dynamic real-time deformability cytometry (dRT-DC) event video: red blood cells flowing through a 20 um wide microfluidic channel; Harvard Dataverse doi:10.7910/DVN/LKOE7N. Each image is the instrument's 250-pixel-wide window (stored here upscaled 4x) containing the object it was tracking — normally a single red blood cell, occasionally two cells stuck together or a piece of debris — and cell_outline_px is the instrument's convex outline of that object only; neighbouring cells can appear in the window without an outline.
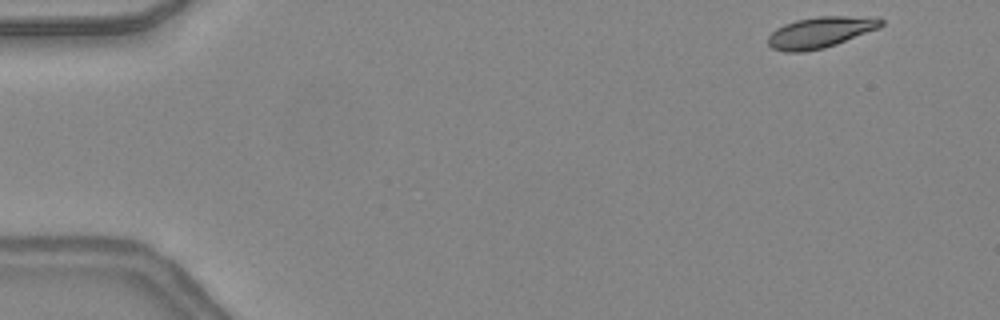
{"species": "common noctule bat (a hibernating species)", "species_latin": "Nyctalus noctula", "temperature_condition": "warm", "stored_images_in_passage": 45, "camera_frame_rate_fps": 3000, "um_per_image_px": 0.085, "animal": {"sex": "female", "body_mass_g": 24.6, "forearm_length_mm": 56.2}, "frame": {"image": 1, "passage_image": 1, "time_ms": 0.0, "image_size_px": [1000, 320], "cell_outline_px": [[884, 24], [880, 28], [836, 44], [824, 48], [804, 52], [784, 52], [772, 48], [768, 44], [768, 36], [776, 28], [784, 24], [796, 20], [816, 16], [844, 16], [884, 20]], "centroid_in_image_um": [69.67, 2.76], "position_along_channel_um": 15.3, "area_um2": 20.29}}
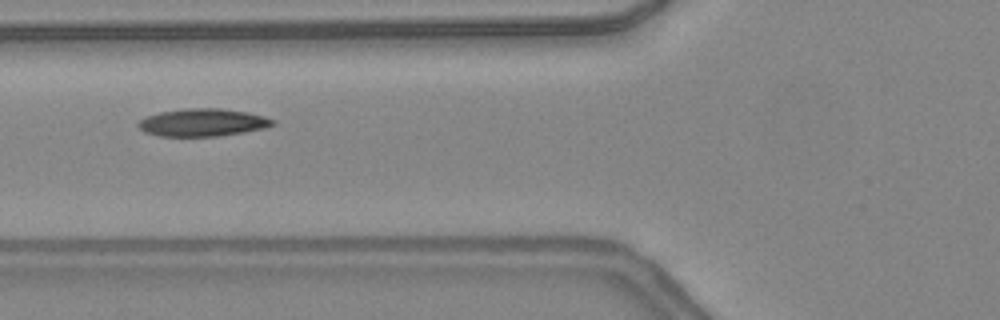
{"frame": {"image": 2, "passage_image": 16, "time_ms": 5.0, "image_size_px": [1000, 320], "cell_outline_px": [[276, 124], [264, 128], [244, 132], [216, 136], [160, 136], [144, 132], [136, 124], [144, 116], [160, 112], [184, 108], [220, 108], [248, 112], [264, 116], [276, 120]], "centroid_in_image_um": [17.22, 10.4], "position_along_channel_um": 108.6, "area_um2": 21.79}}
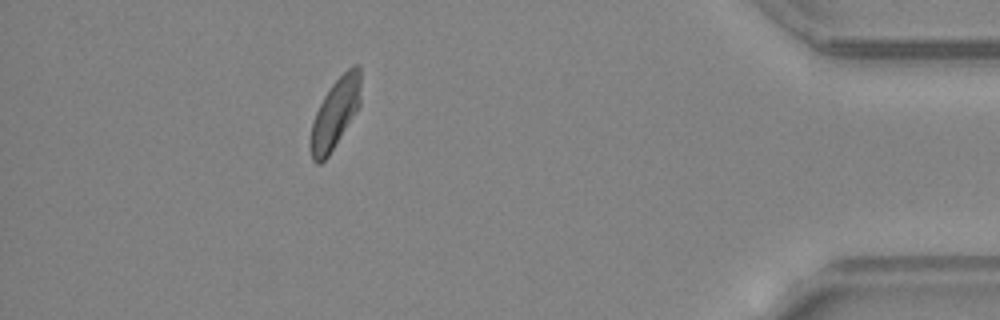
{"frame": {"image": 3, "passage_image": 40, "time_ms": 13.0, "image_size_px": [1000, 320], "cell_outline_px": [[360, 104], [356, 112], [328, 156], [320, 164], [316, 164], [312, 160], [308, 144], [312, 120], [324, 96], [332, 84], [352, 64], [360, 64]], "centroid_in_image_um": [28.46, 9.66], "position_along_channel_um": 406.7, "area_um2": 20.52}, "authors_computed_cell_mechanics": {"area_um2": 20.9814, "velocity_mm_per_s": 4.3521, "shape_relaxation_time_tau1_ms": 3.1815, "shape_relaxation_time_tau2_ms": 2.6952, "deformation_change_tau1": 0.1475, "deformation_change_tau2": 0.102}}